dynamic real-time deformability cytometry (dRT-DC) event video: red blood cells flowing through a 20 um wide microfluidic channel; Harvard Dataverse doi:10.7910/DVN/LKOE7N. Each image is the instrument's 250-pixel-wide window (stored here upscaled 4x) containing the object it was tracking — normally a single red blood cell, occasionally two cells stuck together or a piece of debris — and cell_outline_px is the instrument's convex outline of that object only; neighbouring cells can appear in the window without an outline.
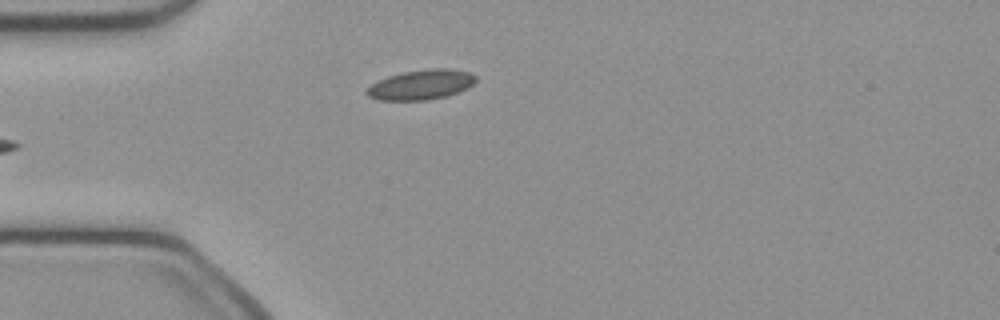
{"species": "common noctule bat (a hibernating species)", "species_latin": "Nyctalus noctula", "temperature_condition": "cold", "stored_images_in_passage": 35, "camera_frame_rate_fps": 3000, "um_per_image_px": 0.085, "animal": {"sex": "female", "body_mass_g": 21.9}, "frame": {"image": 1, "passage_image": 1, "time_ms": 0.0, "image_size_px": [1000, 320], "cell_outline_px": [[476, 80], [468, 88], [448, 96], [428, 100], [376, 100], [368, 96], [364, 92], [376, 80], [388, 76], [404, 72], [432, 68], [448, 68], [468, 72], [476, 76]], "centroid_in_image_um": [35.78, 7.2], "position_along_channel_um": 49.2, "area_um2": 19.07}}
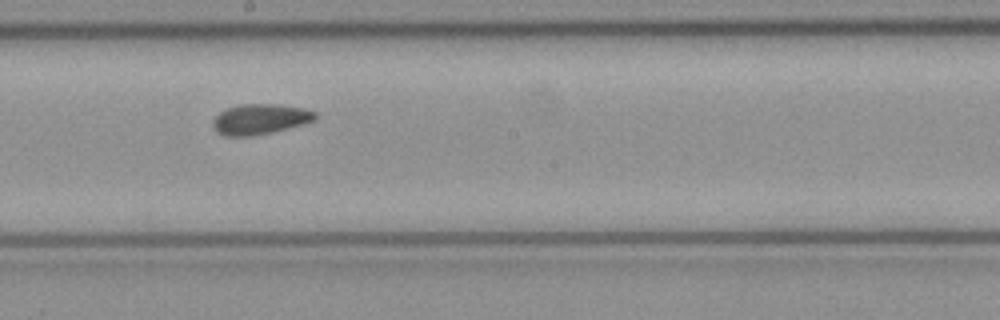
{"frame": {"image": 2, "passage_image": 15, "time_ms": 4.667, "image_size_px": [1000, 320], "cell_outline_px": [[320, 116], [316, 120], [304, 124], [272, 132], [252, 136], [224, 136], [216, 132], [212, 128], [212, 120], [220, 112], [228, 108], [240, 104], [280, 104], [304, 108], [316, 112]], "centroid_in_image_um": [22.13, 10.13], "position_along_channel_um": 226.1, "area_um2": 18.44}}
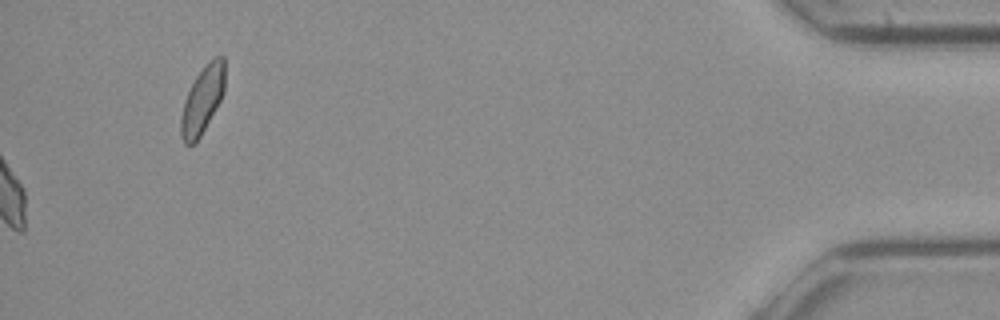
{"frame": {"image": 3, "passage_image": 35, "time_ms": 11.333, "image_size_px": [1000, 320], "cell_outline_px": [[224, 92], [220, 100], [200, 136], [192, 144], [184, 144], [180, 136], [180, 116], [184, 100], [196, 76], [208, 60], [216, 56], [224, 56]], "centroid_in_image_um": [17.18, 8.48], "position_along_channel_um": 418.0, "area_um2": 17.05}, "authors_computed_cell_mechanics": {"area_um2": 18.207, "velocity_mm_per_s": 4.0311, "shape_relaxation_time_tau1_ms": null, "shape_relaxation_time_tau2_ms": 3.3366, "deformation_change_tau1": null, "deformation_change_tau2": 0.0709}}